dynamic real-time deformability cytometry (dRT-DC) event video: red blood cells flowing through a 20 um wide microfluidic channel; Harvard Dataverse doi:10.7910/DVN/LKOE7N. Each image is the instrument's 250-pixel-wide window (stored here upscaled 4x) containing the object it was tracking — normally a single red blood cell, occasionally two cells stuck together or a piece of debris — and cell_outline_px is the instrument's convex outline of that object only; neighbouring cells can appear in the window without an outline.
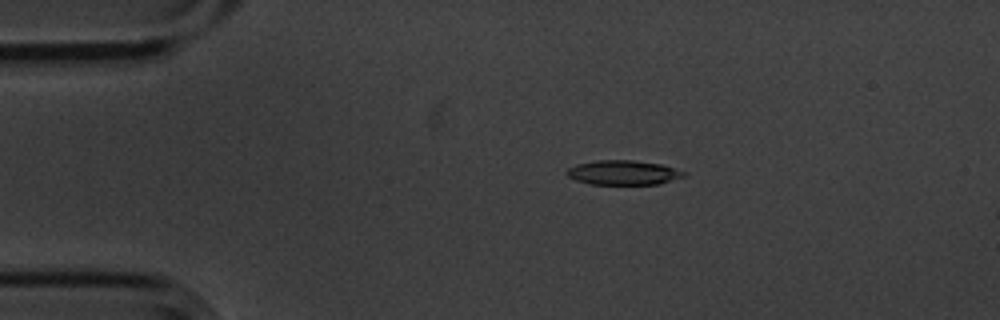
{"species": "common noctule bat (a hibernating species)", "species_latin": "Nyctalus noctula", "temperature_condition": "cold", "stored_images_in_passage": 6, "camera_frame_rate_fps": 3000, "um_per_image_px": 0.085, "animal": {"sex": "male", "body_mass_g": 20.1, "forearm_length_mm": 53.5}, "frame": {"image": 1, "passage_image": 4, "time_ms": 1.0, "image_size_px": [1000, 320], "cell_outline_px": [[688, 172], [684, 176], [660, 184], [588, 184], [576, 180], [568, 176], [564, 172], [568, 168], [576, 164], [596, 160], [632, 160], [660, 164]], "centroid_in_image_um": [52.95, 14.67], "position_along_channel_um": 32.0, "area_um2": 16.76}}